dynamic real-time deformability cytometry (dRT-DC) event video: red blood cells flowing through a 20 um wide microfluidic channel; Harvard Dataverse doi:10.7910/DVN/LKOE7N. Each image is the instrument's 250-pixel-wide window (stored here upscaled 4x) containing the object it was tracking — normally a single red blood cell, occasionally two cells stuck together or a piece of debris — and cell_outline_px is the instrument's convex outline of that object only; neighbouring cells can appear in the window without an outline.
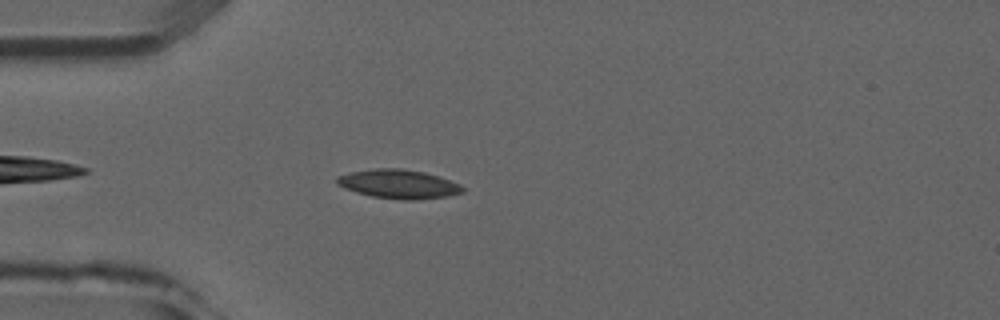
{"species": "common noctule bat (a hibernating species)", "species_latin": "Nyctalus noctula", "temperature_condition": "room temperature", "stored_images_in_passage": 4, "camera_frame_rate_fps": 3000, "um_per_image_px": 0.085, "animal": {"sex": "male", "forearm_length_mm": 52.5}, "frame": {"image": 1, "passage_image": 4, "time_ms": 4.333, "image_size_px": [1000, 320], "cell_outline_px": [[464, 192], [448, 196], [416, 200], [404, 200], [372, 196], [356, 192], [344, 188], [336, 184], [336, 176], [352, 172], [376, 168], [400, 168], [424, 172], [460, 184], [464, 188]], "centroid_in_image_um": [33.86, 15.65], "position_along_channel_um": 51.1, "area_um2": 21.1}}